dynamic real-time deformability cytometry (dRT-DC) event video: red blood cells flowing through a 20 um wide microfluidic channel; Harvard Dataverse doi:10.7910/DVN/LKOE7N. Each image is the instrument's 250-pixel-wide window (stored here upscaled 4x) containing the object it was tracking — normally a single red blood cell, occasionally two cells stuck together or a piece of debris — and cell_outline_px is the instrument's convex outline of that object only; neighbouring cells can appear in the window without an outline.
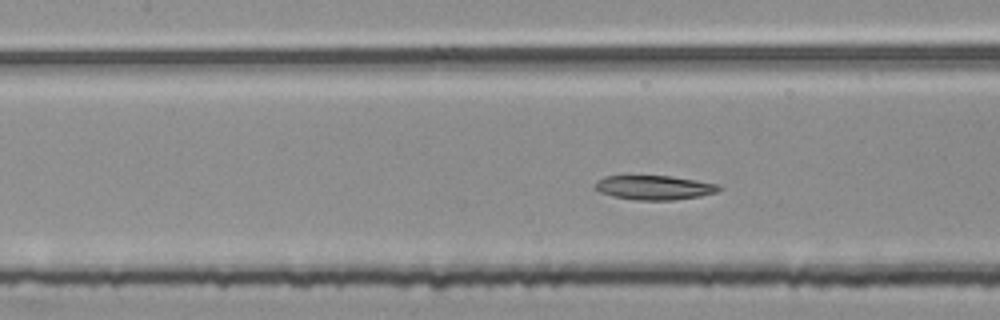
{"species": "common noctule bat (a hibernating species)", "species_latin": "Nyctalus noctula", "temperature_condition": "room temperature", "stored_images_in_passage": 26, "segment_of_instrument_passage": [2, 2], "camera_frame_rate_fps": 3000, "um_per_image_px": 0.085, "animal": {"sex": "female", "body_mass_g": 25.1}, "frame": {"image": 1, "passage_image": 26, "time_ms": 8.333, "image_size_px": [1000, 320], "cell_outline_px": [[724, 188], [716, 192], [700, 196], [672, 200], [636, 200], [612, 196], [600, 192], [592, 188], [592, 184], [596, 180], [604, 176], [668, 176], [696, 180], [720, 184]], "centroid_in_image_um": [55.58, 15.94], "position_along_channel_um": 151.8, "area_um2": 17.74}}